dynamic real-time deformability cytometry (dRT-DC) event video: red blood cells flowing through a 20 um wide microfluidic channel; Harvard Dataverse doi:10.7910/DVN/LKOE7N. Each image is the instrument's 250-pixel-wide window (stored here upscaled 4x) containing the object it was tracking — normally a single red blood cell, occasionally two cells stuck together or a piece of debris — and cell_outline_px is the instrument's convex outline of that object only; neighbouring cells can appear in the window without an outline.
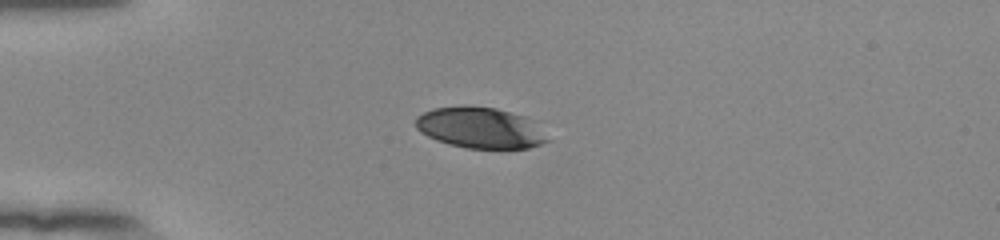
{"species": "human", "species_latin": "Homo sapiens", "temperature_condition": "room temperature", "stored_images_in_passage": 40, "camera_frame_rate_fps": 3000, "um_per_image_px": 0.085, "donor": {"sex": "female"}, "frame": {"image": 1, "passage_image": 1, "time_ms": 0.0, "image_size_px": [1000, 240], "cell_outline_px": [[548, 140], [540, 144], [528, 148], [468, 148], [448, 144], [436, 140], [420, 132], [416, 128], [416, 116], [432, 108], [464, 104], [496, 108], [524, 116]], "centroid_in_image_um": [40.69, 10.84], "position_along_channel_um": 44.3, "area_um2": 31.1}}
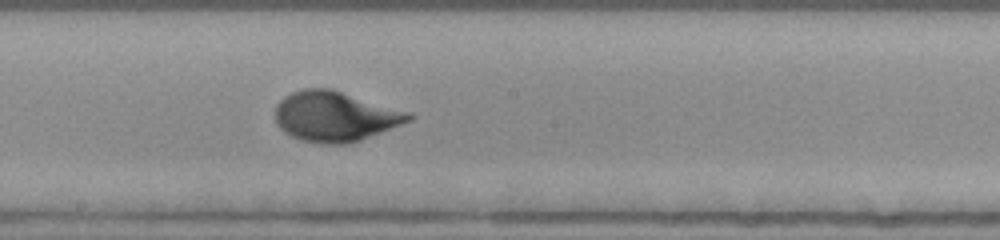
{"frame": {"image": 2, "passage_image": 17, "time_ms": 5.333, "image_size_px": [1000, 240], "cell_outline_px": [[416, 116], [412, 120], [360, 140], [344, 144], [324, 144], [300, 140], [284, 132], [276, 124], [276, 104], [284, 96], [292, 92], [304, 88], [332, 88], [412, 112]], "centroid_in_image_um": [28.5, 9.88], "position_along_channel_um": 219.7, "area_um2": 39.3}}
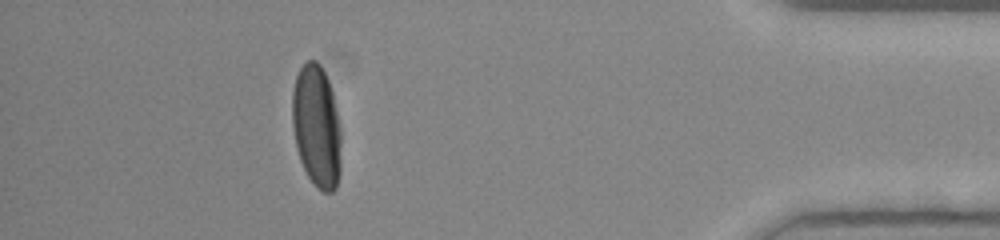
{"frame": {"image": 3, "passage_image": 35, "time_ms": 11.333, "image_size_px": [1000, 240], "cell_outline_px": [[340, 172], [336, 188], [332, 192], [324, 192], [316, 188], [308, 176], [300, 160], [296, 148], [292, 124], [292, 92], [296, 76], [304, 60], [316, 60], [320, 64], [328, 80], [332, 92], [340, 128]], "centroid_in_image_um": [26.89, 10.74], "position_along_channel_um": 408.3, "area_um2": 35.03}, "authors_computed_cell_mechanics": {"area_um2": 36.5296, "velocity_mm_per_s": 3.8819, "shape_relaxation_time_tau1_ms": 3.6052, "shape_relaxation_time_tau2_ms": null, "deformation_change_tau1": 0.1709, "deformation_change_tau2": null}}